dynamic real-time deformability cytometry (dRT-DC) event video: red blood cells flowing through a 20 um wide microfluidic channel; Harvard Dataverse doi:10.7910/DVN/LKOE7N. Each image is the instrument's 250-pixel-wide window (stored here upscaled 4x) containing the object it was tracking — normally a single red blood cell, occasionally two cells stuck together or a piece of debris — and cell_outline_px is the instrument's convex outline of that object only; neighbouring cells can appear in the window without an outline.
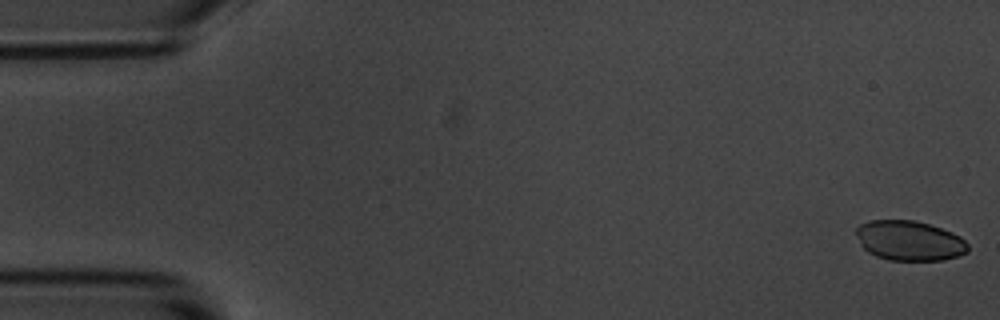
{"species": "common noctule bat (a hibernating species)", "species_latin": "Nyctalus noctula", "temperature_condition": "room temperature", "stored_images_in_passage": 6, "camera_frame_rate_fps": 3000, "um_per_image_px": 0.085, "animal": {"sex": "male", "body_mass_g": 20.1, "forearm_length_mm": 53.5}, "frame": {"image": 1, "passage_image": 1, "time_ms": 0.0, "image_size_px": [1000, 320], "cell_outline_px": [[968, 252], [944, 260], [888, 260], [876, 256], [868, 252], [860, 244], [856, 236], [856, 228], [860, 224], [872, 220], [916, 220], [952, 232], [960, 236], [968, 244]], "centroid_in_image_um": [77.29, 20.45], "position_along_channel_um": 7.7, "area_um2": 26.01}}